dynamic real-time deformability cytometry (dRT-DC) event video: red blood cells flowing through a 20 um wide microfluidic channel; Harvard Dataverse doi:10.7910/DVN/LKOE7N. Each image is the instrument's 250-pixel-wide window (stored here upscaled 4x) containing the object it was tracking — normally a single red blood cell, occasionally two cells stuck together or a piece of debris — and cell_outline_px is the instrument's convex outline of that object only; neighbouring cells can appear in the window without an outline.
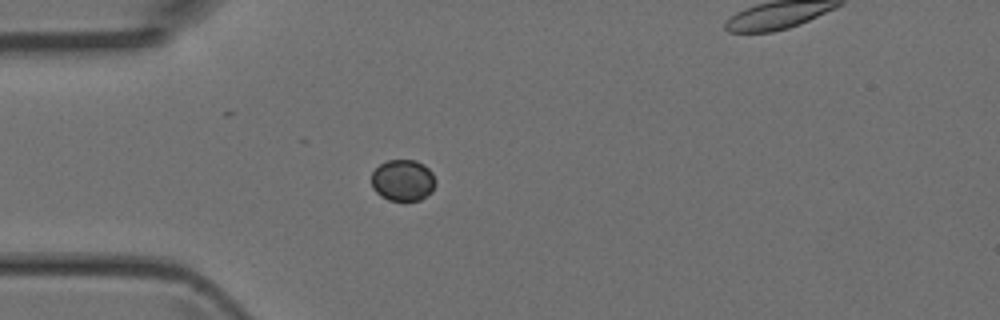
{"species": "Egyptian fruit bat (a non-hibernating species)", "species_latin": "Rousettus aegyptiacus", "temperature_condition": "room temperature", "stored_images_in_passage": 4, "segment_of_instrument_passage": [1, 2], "camera_frame_rate_fps": 3000, "um_per_image_px": 0.085, "animal": {"sex": "female"}, "frame": {"image": 1, "passage_image": 3, "time_ms": 0.667, "image_size_px": [1000, 320], "cell_outline_px": [[436, 184], [432, 192], [420, 200], [388, 200], [380, 196], [372, 188], [372, 172], [380, 164], [388, 160], [416, 160], [424, 164], [432, 172], [436, 180]], "centroid_in_image_um": [34.26, 15.32], "position_along_channel_um": 50.7, "area_um2": 15.61}}